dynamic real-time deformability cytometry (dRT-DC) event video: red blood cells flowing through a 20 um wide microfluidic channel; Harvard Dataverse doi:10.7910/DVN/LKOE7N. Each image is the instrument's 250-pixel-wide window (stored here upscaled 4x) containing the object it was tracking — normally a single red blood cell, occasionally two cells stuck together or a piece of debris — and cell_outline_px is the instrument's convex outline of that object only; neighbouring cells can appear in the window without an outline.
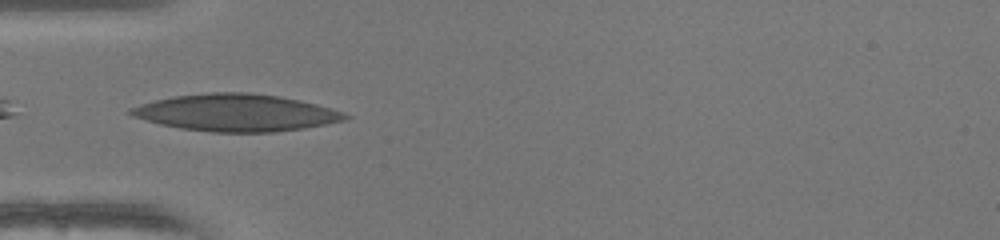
{"species": "human", "species_latin": "Homo sapiens", "temperature_condition": "warm", "stored_images_in_passage": 35, "camera_frame_rate_fps": 3000, "um_per_image_px": 0.085, "donor": {"sex": "female"}, "frame": {"image": 1, "passage_image": 1, "time_ms": 0.0, "image_size_px": [1000, 240], "cell_outline_px": [[352, 116], [344, 120], [304, 128], [272, 132], [212, 132], [180, 128], [160, 124], [132, 116], [128, 112], [128, 108], [140, 104], [156, 100], [176, 96], [212, 92], [248, 92], [280, 96], [300, 100], [332, 108], [344, 112]], "centroid_in_image_um": [20.07, 9.57], "position_along_channel_um": 64.9, "area_um2": 46.18}}
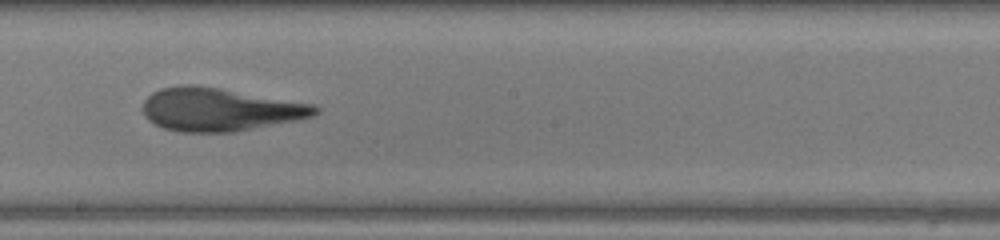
{"frame": {"image": 2, "passage_image": 13, "time_ms": 4.0, "image_size_px": [1000, 240], "cell_outline_px": [[320, 112], [312, 116], [296, 120], [236, 132], [180, 132], [164, 128], [148, 120], [144, 116], [144, 100], [152, 92], [160, 88], [180, 84], [192, 84], [220, 88], [312, 104], [320, 108]], "centroid_in_image_um": [18.65, 9.3], "position_along_channel_um": 229.6, "area_um2": 43.23}}
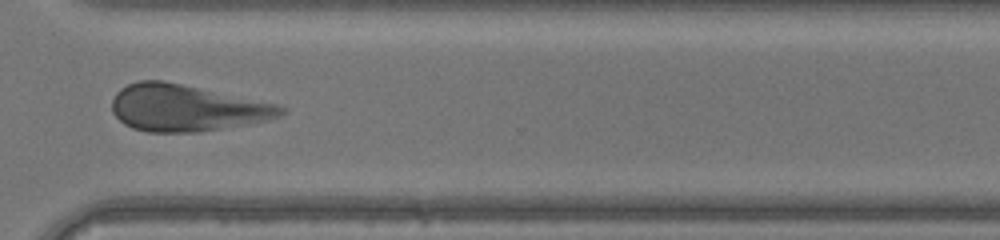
{"frame": {"image": 3, "passage_image": 22, "time_ms": 7.0, "image_size_px": [1000, 240], "cell_outline_px": [[288, 108], [280, 116], [264, 120], [200, 132], [148, 132], [132, 128], [124, 124], [112, 112], [112, 100], [116, 92], [120, 88], [136, 80], [164, 80], [276, 104]], "centroid_in_image_um": [15.78, 9.16], "position_along_channel_um": 354.8, "area_um2": 45.6}, "authors_computed_cell_mechanics": {"area_um2": 44.1014, "velocity_mm_per_s": 4.1497, "shape_relaxation_time_tau1_ms": 3.7261, "shape_relaxation_time_tau2_ms": 2.8978, "deformation_change_tau1": 0.1388, "deformation_change_tau2": 0.1289}}